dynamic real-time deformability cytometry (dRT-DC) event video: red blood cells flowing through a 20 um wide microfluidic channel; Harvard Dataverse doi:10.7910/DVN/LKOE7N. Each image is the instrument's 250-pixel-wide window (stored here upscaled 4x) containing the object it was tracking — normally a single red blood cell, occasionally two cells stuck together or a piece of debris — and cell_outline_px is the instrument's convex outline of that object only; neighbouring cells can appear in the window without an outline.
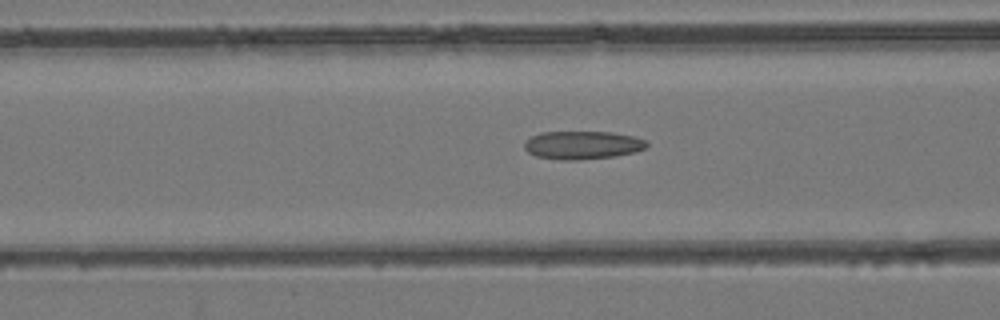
{"species": "common noctule bat (a hibernating species)", "species_latin": "Nyctalus noctula", "temperature_condition": "room temperature", "stored_images_in_passage": 34, "camera_frame_rate_fps": 3000, "um_per_image_px": 0.085, "animal": {"sex": "female", "body_mass_g": 24.6, "forearm_length_mm": 56.2}, "frame": {"image": 1, "passage_image": 4, "time_ms": 1.0, "image_size_px": [1000, 320], "cell_outline_px": [[648, 144], [644, 148], [636, 152], [616, 156], [576, 160], [560, 160], [536, 156], [528, 152], [524, 148], [524, 140], [540, 132], [612, 132], [632, 136], [644, 140]], "centroid_in_image_um": [49.47, 12.33], "position_along_channel_um": 117.1, "area_um2": 20.11}}
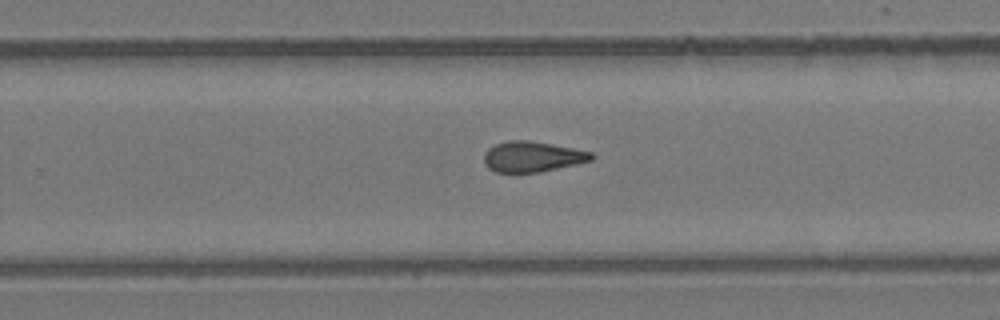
{"frame": {"image": 2, "passage_image": 16, "time_ms": 5.0, "image_size_px": [1000, 320], "cell_outline_px": [[596, 156], [592, 160], [576, 164], [540, 172], [496, 172], [488, 168], [484, 164], [484, 152], [488, 148], [496, 144], [508, 140], [528, 140], [552, 144], [592, 152]], "centroid_in_image_um": [45.24, 13.31], "position_along_channel_um": 284.6, "area_um2": 19.13}}
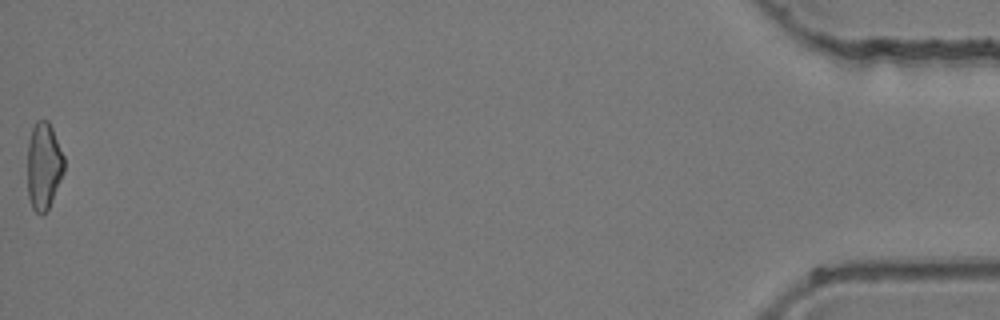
{"frame": {"image": 3, "passage_image": 34, "time_ms": 11.0, "image_size_px": [1000, 320], "cell_outline_px": [[64, 172], [52, 200], [48, 208], [40, 216], [32, 208], [28, 196], [28, 140], [32, 128], [36, 120], [48, 120], [52, 128], [64, 156]], "centroid_in_image_um": [3.71, 14.1], "position_along_channel_um": 431.5, "area_um2": 18.61}}